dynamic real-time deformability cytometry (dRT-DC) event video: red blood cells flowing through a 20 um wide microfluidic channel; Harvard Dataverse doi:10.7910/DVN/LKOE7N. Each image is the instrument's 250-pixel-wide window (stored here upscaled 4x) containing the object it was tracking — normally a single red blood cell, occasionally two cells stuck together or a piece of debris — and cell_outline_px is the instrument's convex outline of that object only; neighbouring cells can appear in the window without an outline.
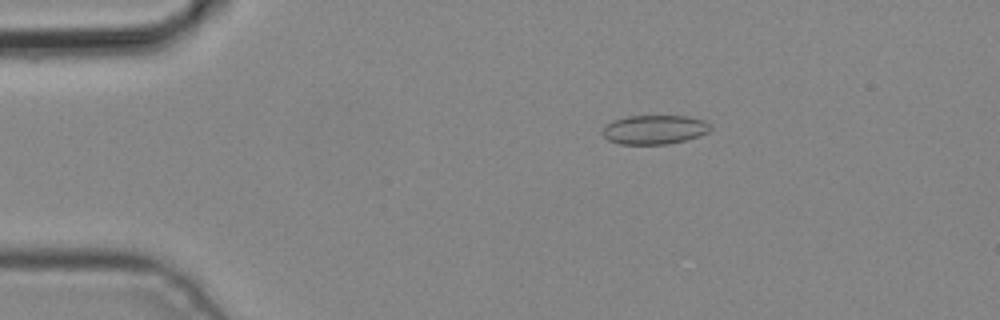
{"species": "common noctule bat (a hibernating species)", "species_latin": "Nyctalus noctula", "temperature_condition": "cold", "stored_images_in_passage": 4, "camera_frame_rate_fps": 3000, "um_per_image_px": 0.085, "animal": {"sex": "male", "body_mass_g": 19.2, "forearm_length_mm": 51.8}, "frame": {"image": 1, "passage_image": 3, "time_ms": 0.667, "image_size_px": [1000, 320], "cell_outline_px": [[712, 128], [708, 132], [700, 136], [688, 140], [668, 144], [620, 144], [608, 140], [600, 132], [604, 124], [612, 120], [628, 116], [688, 116], [704, 120]], "centroid_in_image_um": [55.6, 11.02], "position_along_channel_um": 29.4, "area_um2": 18.61}}